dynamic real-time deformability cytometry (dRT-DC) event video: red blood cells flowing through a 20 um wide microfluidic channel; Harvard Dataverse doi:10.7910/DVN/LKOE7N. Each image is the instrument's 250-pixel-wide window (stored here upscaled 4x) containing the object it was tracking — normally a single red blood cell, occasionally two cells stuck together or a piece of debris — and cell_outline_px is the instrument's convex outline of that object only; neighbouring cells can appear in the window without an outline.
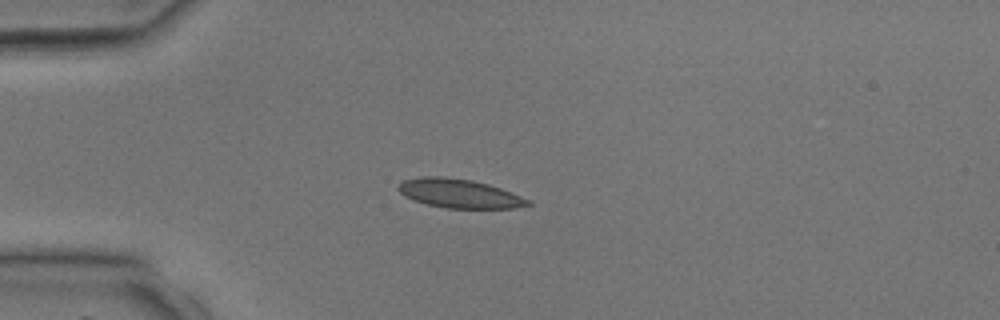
{"species": "common noctule bat (a hibernating species)", "species_latin": "Nyctalus noctula", "temperature_condition": "room temperature", "stored_images_in_passage": 30, "camera_frame_rate_fps": 3000, "um_per_image_px": 0.085, "animal": {"sex": "male", "body_mass_g": 17.9, "forearm_length_mm": 54.2}, "frame": {"image": 1, "passage_image": 1, "time_ms": 0.0, "image_size_px": [1000, 320], "cell_outline_px": [[532, 204], [512, 208], [448, 208], [428, 204], [404, 196], [396, 188], [396, 184], [404, 180], [424, 176], [444, 176], [472, 180], [488, 184], [500, 188], [532, 200]], "centroid_in_image_um": [39.03, 16.43], "position_along_channel_um": 46.0, "area_um2": 21.79}}
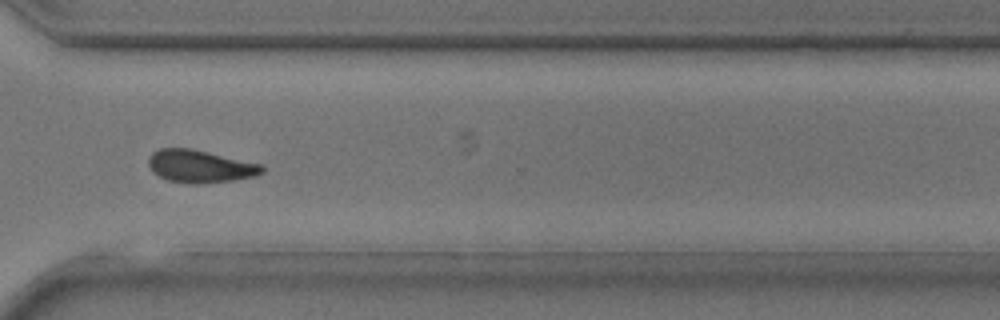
{"frame": {"image": 2, "passage_image": 20, "time_ms": 6.333, "image_size_px": [1000, 320], "cell_outline_px": [[264, 172], [256, 176], [236, 180], [192, 184], [168, 180], [152, 172], [148, 164], [148, 156], [152, 152], [160, 148], [192, 148], [264, 164]], "centroid_in_image_um": [17.03, 14.12], "position_along_channel_um": 353.6, "area_um2": 21.91}}
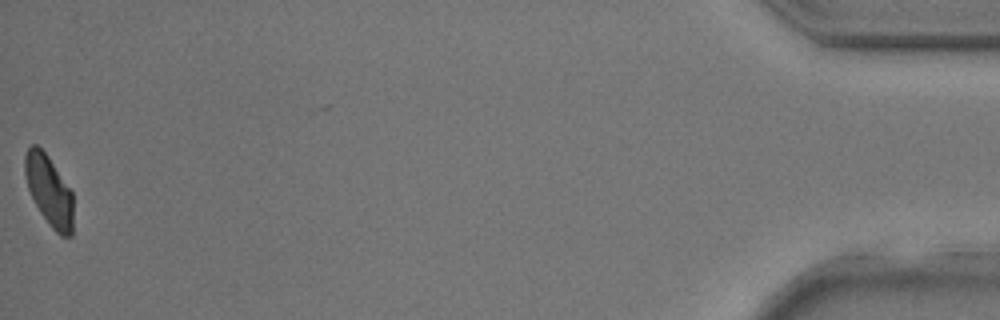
{"frame": {"image": 3, "passage_image": 30, "time_ms": 9.667, "image_size_px": [1000, 320], "cell_outline_px": [[72, 236], [60, 236], [52, 228], [40, 212], [28, 188], [24, 172], [24, 156], [28, 148], [32, 144], [36, 144], [48, 156], [72, 192]], "centroid_in_image_um": [4.16, 16.19], "position_along_channel_um": 431.0, "area_um2": 19.54}}